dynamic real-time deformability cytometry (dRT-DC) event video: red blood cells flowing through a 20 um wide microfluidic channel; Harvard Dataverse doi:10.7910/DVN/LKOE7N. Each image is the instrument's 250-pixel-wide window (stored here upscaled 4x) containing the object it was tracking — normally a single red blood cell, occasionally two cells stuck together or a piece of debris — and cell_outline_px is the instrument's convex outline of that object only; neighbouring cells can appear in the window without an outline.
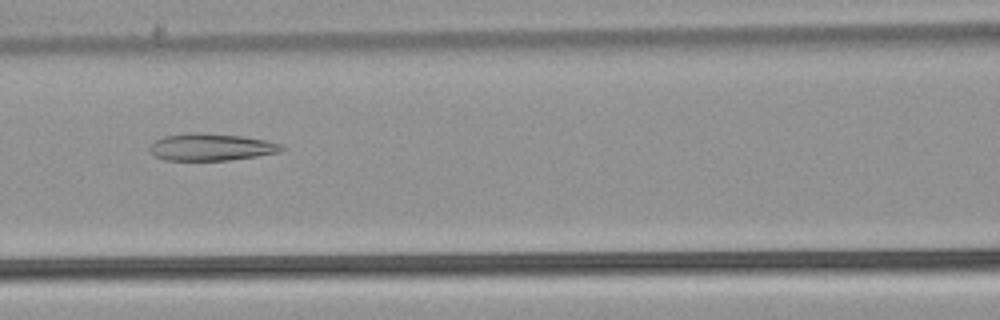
{"species": "common noctule bat (a hibernating species)", "species_latin": "Nyctalus noctula", "temperature_condition": "warm", "stored_images_in_passage": 52, "camera_frame_rate_fps": 3000, "um_per_image_px": 0.085, "animal": {"sex": "male", "body_mass_g": 21.5, "forearm_length_mm": 52.0}, "frame": {"image": 1, "passage_image": 23, "time_ms": 7.333, "image_size_px": [1000, 320], "cell_outline_px": [[284, 148], [280, 152], [256, 156], [228, 160], [164, 160], [148, 152], [148, 148], [156, 140], [164, 136], [192, 132], [204, 132], [244, 136], [284, 144]], "centroid_in_image_um": [17.94, 12.49], "position_along_channel_um": 148.7, "area_um2": 20.98}}
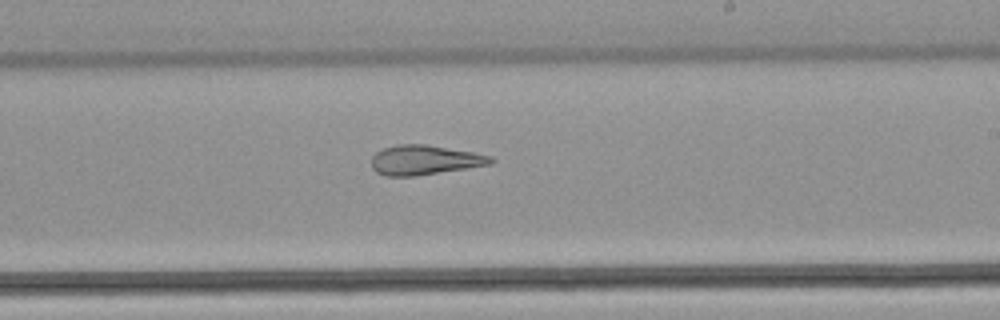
{"frame": {"image": 2, "passage_image": 31, "time_ms": 10.0, "image_size_px": [1000, 320], "cell_outline_px": [[496, 160], [492, 164], [416, 176], [384, 176], [376, 172], [372, 168], [372, 156], [376, 152], [384, 148], [396, 144], [424, 144], [472, 152], [492, 156]], "centroid_in_image_um": [36.08, 13.6], "position_along_channel_um": 252.9, "area_um2": 20.63}}
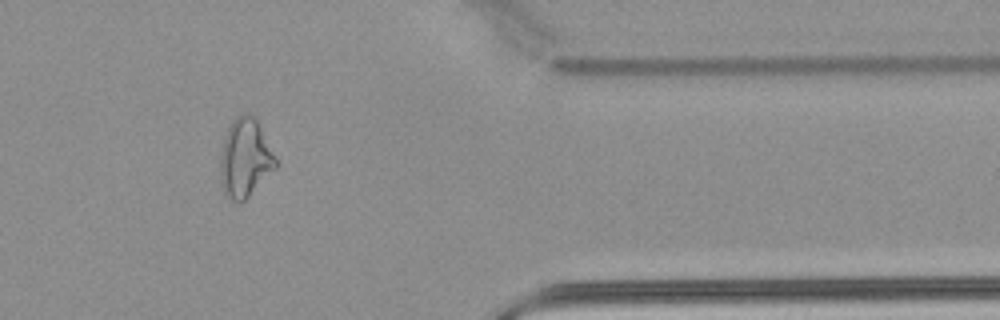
{"frame": {"image": 3, "passage_image": 43, "time_ms": 14.0, "image_size_px": [1000, 320], "cell_outline_px": [[280, 164], [244, 200], [232, 200], [224, 192], [220, 184], [220, 160], [224, 140], [228, 128], [232, 120], [236, 116], [244, 112], [248, 112], [256, 120]], "centroid_in_image_um": [20.84, 13.42], "position_along_channel_um": 390.6, "area_um2": 25.09}, "authors_computed_cell_mechanics": {"area_um2": 25.9233, "velocity_mm_per_s": 3.9236, "shape_relaxation_time_tau1_ms": null, "shape_relaxation_time_tau2_ms": 3.8789, "deformation_change_tau1": null, "deformation_change_tau2": 0.1337}}